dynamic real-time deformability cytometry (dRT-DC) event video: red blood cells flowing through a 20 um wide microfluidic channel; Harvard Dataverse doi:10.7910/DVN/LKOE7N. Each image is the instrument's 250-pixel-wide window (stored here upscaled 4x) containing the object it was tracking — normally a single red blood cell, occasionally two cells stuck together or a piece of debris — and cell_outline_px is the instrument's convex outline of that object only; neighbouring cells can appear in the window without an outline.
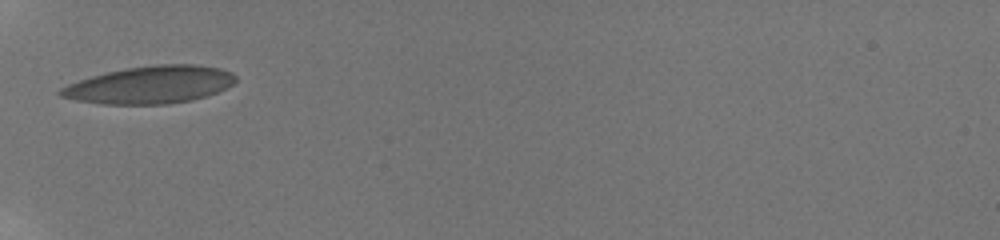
{"species": "human", "species_latin": "Homo sapiens", "temperature_condition": "room temperature", "stored_images_in_passage": 39, "camera_frame_rate_fps": 3000, "um_per_image_px": 0.085, "donor": {"sex": "male"}, "frame": {"image": 1, "passage_image": 1, "time_ms": 0.0, "image_size_px": [1000, 240], "cell_outline_px": [[236, 80], [232, 84], [216, 92], [192, 100], [168, 104], [100, 104], [76, 100], [60, 96], [56, 92], [60, 88], [68, 84], [92, 76], [108, 72], [128, 68], [156, 64], [196, 64], [220, 68], [232, 72], [236, 76]], "centroid_in_image_um": [12.75, 7.21], "position_along_channel_um": 72.2, "area_um2": 38.09}}
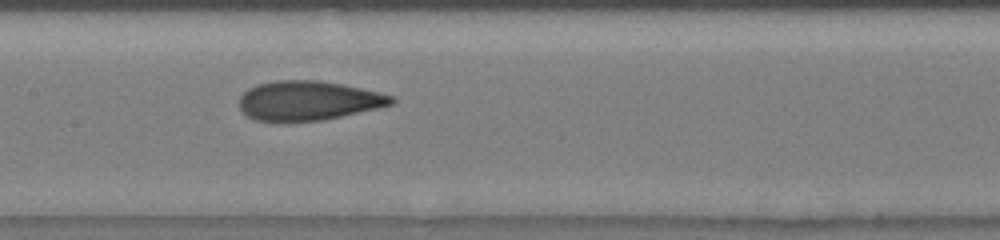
{"frame": {"image": 2, "passage_image": 12, "time_ms": 3.0, "image_size_px": [1000, 240], "cell_outline_px": [[396, 100], [392, 104], [376, 108], [340, 116], [320, 120], [276, 124], [256, 120], [248, 116], [240, 108], [240, 96], [248, 88], [256, 84], [276, 80], [320, 80], [380, 92], [392, 96]], "centroid_in_image_um": [26.14, 8.57], "position_along_channel_um": 181.3, "area_um2": 35.26}}
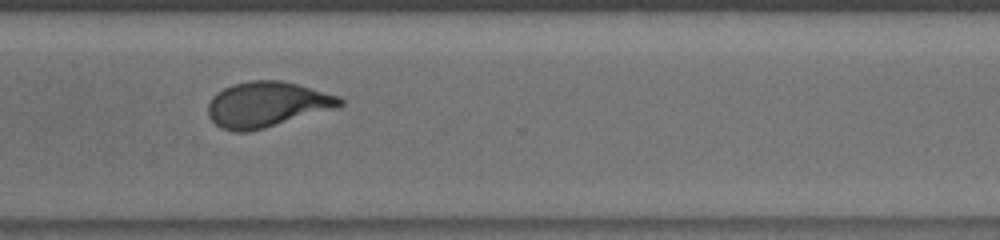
{"frame": {"image": 3, "passage_image": 27, "time_ms": 7.333, "image_size_px": [1000, 240], "cell_outline_px": [[344, 104], [332, 108], [264, 128], [248, 132], [236, 132], [220, 128], [208, 116], [208, 104], [212, 96], [216, 92], [232, 84], [248, 80], [280, 80], [296, 84], [340, 96], [344, 100]], "centroid_in_image_um": [22.62, 8.87], "position_along_channel_um": 348.0, "area_um2": 34.56}, "authors_computed_cell_mechanics": {"area_um2": 34.8534, "velocity_mm_per_s": 3.8575, "shape_relaxation_time_tau1_ms": 7.5024, "shape_relaxation_time_tau2_ms": 1.2858, "deformation_change_tau1": 0.2256, "deformation_change_tau2": 0.0837}}